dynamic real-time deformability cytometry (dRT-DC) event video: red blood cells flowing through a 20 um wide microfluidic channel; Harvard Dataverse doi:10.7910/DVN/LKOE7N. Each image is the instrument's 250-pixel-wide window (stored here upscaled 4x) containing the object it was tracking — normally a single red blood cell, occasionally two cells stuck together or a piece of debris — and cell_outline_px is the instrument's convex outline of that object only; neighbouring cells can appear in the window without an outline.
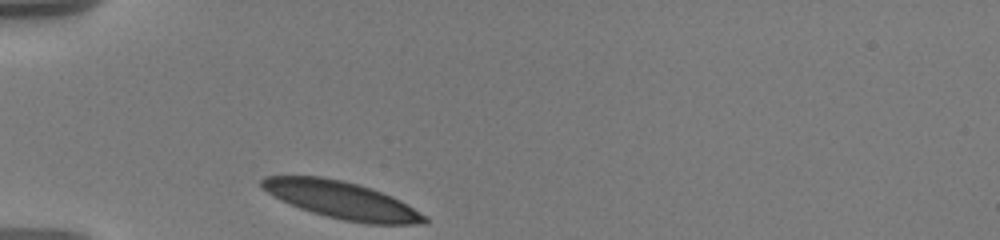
{"species": "human", "species_latin": "Homo sapiens", "temperature_condition": "warm", "stored_images_in_passage": 32, "camera_frame_rate_fps": 3000, "um_per_image_px": 0.085, "donor": {"sex": "male"}, "frame": {"image": 1, "passage_image": 1, "time_ms": 0.0, "image_size_px": [1000, 240], "cell_outline_px": [[428, 220], [424, 224], [368, 224], [344, 220], [312, 212], [300, 208], [280, 200], [272, 196], [260, 188], [260, 180], [264, 176], [320, 176], [340, 180], [356, 184], [392, 196], [400, 200], [428, 216]], "centroid_in_image_um": [29.02, 17.01], "position_along_channel_um": 56.0, "area_um2": 35.2}}
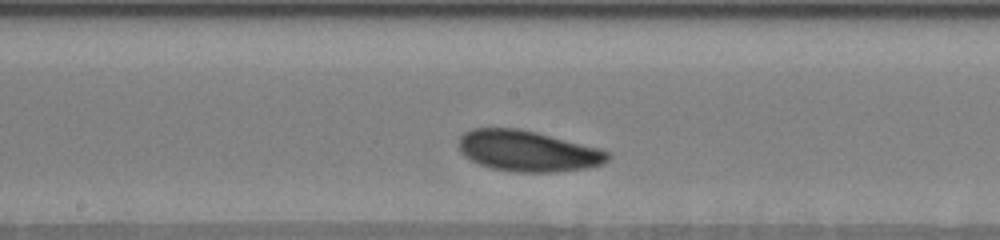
{"frame": {"image": 2, "passage_image": 16, "time_ms": 4.667, "image_size_px": [1000, 240], "cell_outline_px": [[612, 156], [604, 164], [588, 168], [556, 172], [516, 172], [492, 168], [480, 164], [464, 156], [460, 152], [456, 144], [456, 140], [464, 132], [472, 128], [516, 128], [536, 132], [600, 148], [612, 152]], "centroid_in_image_um": [44.86, 12.83], "position_along_channel_um": 203.3, "area_um2": 35.95}}
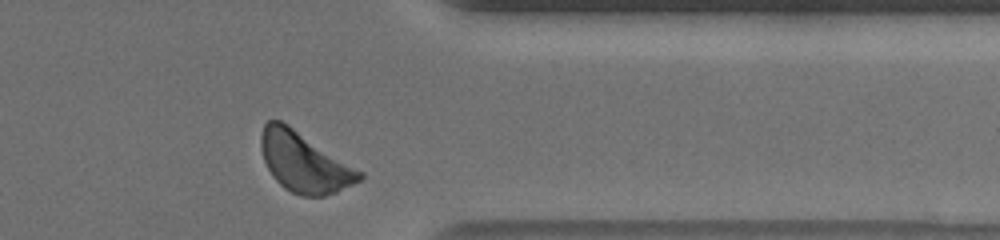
{"frame": {"image": 3, "passage_image": 31, "time_ms": 10.0, "image_size_px": [1000, 240], "cell_outline_px": [[364, 176], [360, 180], [336, 192], [324, 196], [300, 196], [284, 188], [276, 180], [268, 168], [264, 160], [260, 148], [260, 136], [264, 124], [268, 120], [280, 120], [288, 124], [364, 172]], "centroid_in_image_um": [25.85, 13.78], "position_along_channel_um": 385.6, "area_um2": 34.28}, "authors_computed_cell_mechanics": {"area_um2": 34.7956, "velocity_mm_per_s": 3.4936, "shape_relaxation_time_tau1_ms": 3.8327, "shape_relaxation_time_tau2_ms": null, "deformation_change_tau1": 0.1245, "deformation_change_tau2": null}}